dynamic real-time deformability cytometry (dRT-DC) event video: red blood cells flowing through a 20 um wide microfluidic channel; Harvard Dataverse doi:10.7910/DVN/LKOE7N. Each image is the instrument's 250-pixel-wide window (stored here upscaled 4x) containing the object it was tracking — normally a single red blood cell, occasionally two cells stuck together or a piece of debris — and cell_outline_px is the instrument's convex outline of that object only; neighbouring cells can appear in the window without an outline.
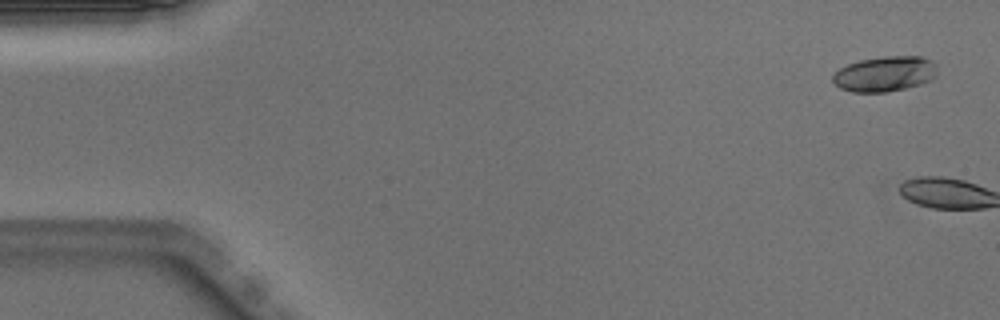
{"species": "Egyptian fruit bat (a non-hibernating species)", "species_latin": "Rousettus aegyptiacus", "temperature_condition": "warm", "stored_images_in_passage": 4, "camera_frame_rate_fps": 3000, "um_per_image_px": 0.085, "animal": {"sex": "male"}, "frame": {"image": 1, "passage_image": 2, "time_ms": 0.333, "image_size_px": [1000, 320], "cell_outline_px": [[936, 76], [932, 80], [920, 84], [904, 88], [884, 92], [852, 92], [840, 88], [832, 80], [832, 76], [840, 68], [848, 64], [860, 60], [884, 56], [924, 56], [932, 60], [936, 64]], "centroid_in_image_um": [75.24, 6.27], "position_along_channel_um": 9.8, "area_um2": 21.5}}